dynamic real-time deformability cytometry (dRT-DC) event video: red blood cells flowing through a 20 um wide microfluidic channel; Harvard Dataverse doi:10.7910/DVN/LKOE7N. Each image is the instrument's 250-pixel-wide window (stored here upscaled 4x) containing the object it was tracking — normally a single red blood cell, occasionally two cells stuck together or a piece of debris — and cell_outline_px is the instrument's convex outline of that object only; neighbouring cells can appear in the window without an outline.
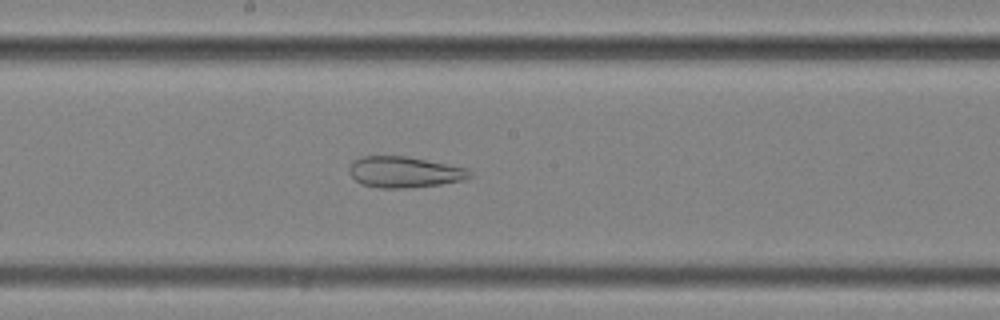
{"species": "common noctule bat (a hibernating species)", "species_latin": "Nyctalus noctula", "temperature_condition": "cold", "stored_images_in_passage": 52, "camera_frame_rate_fps": 3000, "um_per_image_px": 0.085, "animal": {"sex": "female", "body_mass_g": 25.1}, "frame": {"image": 1, "passage_image": 30, "time_ms": 9.667, "image_size_px": [1000, 320], "cell_outline_px": [[472, 176], [464, 180], [440, 184], [404, 188], [380, 188], [360, 184], [348, 172], [348, 168], [352, 160], [364, 156], [404, 156], [468, 168], [472, 172]], "centroid_in_image_um": [34.35, 14.63], "position_along_channel_um": 213.9, "area_um2": 21.79}}